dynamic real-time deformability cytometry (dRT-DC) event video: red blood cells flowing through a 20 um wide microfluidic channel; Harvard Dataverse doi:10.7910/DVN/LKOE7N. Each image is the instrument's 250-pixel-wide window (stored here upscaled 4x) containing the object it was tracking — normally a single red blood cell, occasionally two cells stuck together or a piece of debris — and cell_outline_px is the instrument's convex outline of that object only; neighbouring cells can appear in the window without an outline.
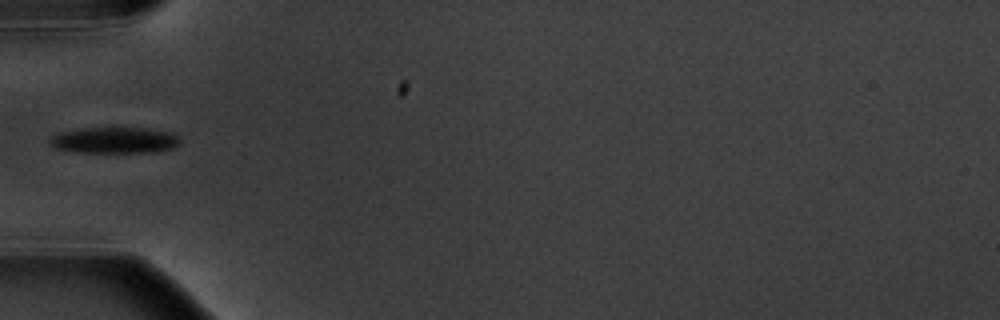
{"species": "common noctule bat (a hibernating species)", "species_latin": "Nyctalus noctula", "temperature_condition": "warm", "stored_images_in_passage": 4, "camera_frame_rate_fps": 3000, "um_per_image_px": 0.085, "animal": {"sex": "male", "body_mass_g": 20.1, "forearm_length_mm": 53.5}, "frame": {"image": 1, "passage_image": 4, "time_ms": 3.333, "image_size_px": [1000, 320], "cell_outline_px": [[180, 140], [172, 148], [148, 152], [76, 152], [56, 148], [48, 140], [52, 136], [60, 132], [80, 128], [112, 124], [144, 128], [172, 132]], "centroid_in_image_um": [9.69, 11.86], "position_along_channel_um": 75.3, "area_um2": 20.46}}